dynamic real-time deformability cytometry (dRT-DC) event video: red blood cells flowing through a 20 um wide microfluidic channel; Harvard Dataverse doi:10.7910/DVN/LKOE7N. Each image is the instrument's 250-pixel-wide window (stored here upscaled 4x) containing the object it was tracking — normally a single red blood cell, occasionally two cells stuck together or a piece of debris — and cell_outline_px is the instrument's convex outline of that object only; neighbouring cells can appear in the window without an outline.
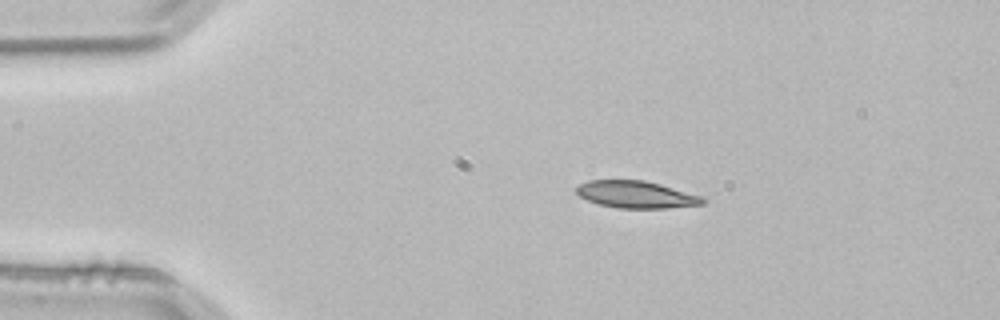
{"species": "common noctule bat (a hibernating species)", "species_latin": "Nyctalus noctula", "temperature_condition": "room temperature", "stored_images_in_passage": 2, "camera_frame_rate_fps": 3000, "um_per_image_px": 0.085, "animal": {"sex": "male", "body_mass_g": 21.5, "forearm_length_mm": 52.0}, "frame": {"image": 1, "passage_image": 1, "time_ms": 0.0, "image_size_px": [1000, 320], "cell_outline_px": [[708, 200], [704, 204], [668, 208], [616, 208], [600, 204], [588, 200], [580, 196], [576, 192], [576, 188], [580, 184], [588, 180], [644, 180], [660, 184], [700, 196]], "centroid_in_image_um": [54.08, 16.54], "position_along_channel_um": 30.9, "area_um2": 19.83}}